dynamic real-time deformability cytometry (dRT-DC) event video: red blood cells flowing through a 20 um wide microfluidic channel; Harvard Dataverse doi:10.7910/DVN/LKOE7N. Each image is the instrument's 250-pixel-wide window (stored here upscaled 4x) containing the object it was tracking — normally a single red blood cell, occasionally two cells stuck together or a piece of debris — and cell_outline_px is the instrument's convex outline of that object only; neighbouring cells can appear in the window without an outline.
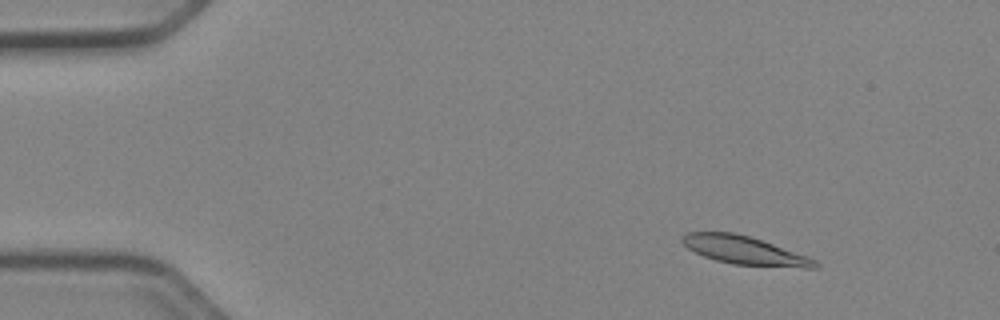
{"species": "Egyptian fruit bat (a non-hibernating species)", "species_latin": "Rousettus aegyptiacus", "temperature_condition": "cold", "stored_images_in_passage": 48, "camera_frame_rate_fps": 3000, "um_per_image_px": 0.085, "animal": {"sex": "female"}, "frame": {"image": 1, "passage_image": 3, "time_ms": 0.667, "image_size_px": [1000, 320], "cell_outline_px": [[820, 268], [804, 268], [732, 264], [716, 260], [704, 256], [688, 248], [680, 240], [680, 236], [688, 232], [732, 232], [748, 236], [808, 256], [816, 260], [820, 264]], "centroid_in_image_um": [63.3, 21.29], "position_along_channel_um": 21.7, "area_um2": 21.79}}
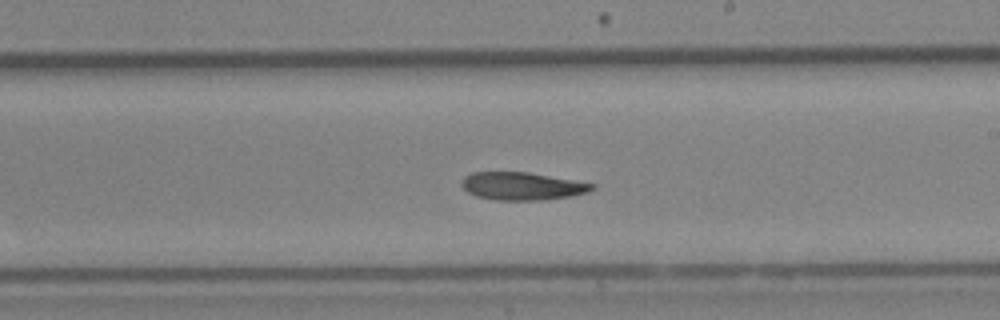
{"frame": {"image": 2, "passage_image": 27, "time_ms": 8.667, "image_size_px": [1000, 320], "cell_outline_px": [[596, 188], [588, 192], [568, 196], [544, 200], [496, 200], [476, 196], [468, 192], [460, 184], [460, 180], [464, 176], [472, 172], [528, 172], [596, 184]], "centroid_in_image_um": [44.36, 15.81], "position_along_channel_um": 244.6, "area_um2": 21.15}}
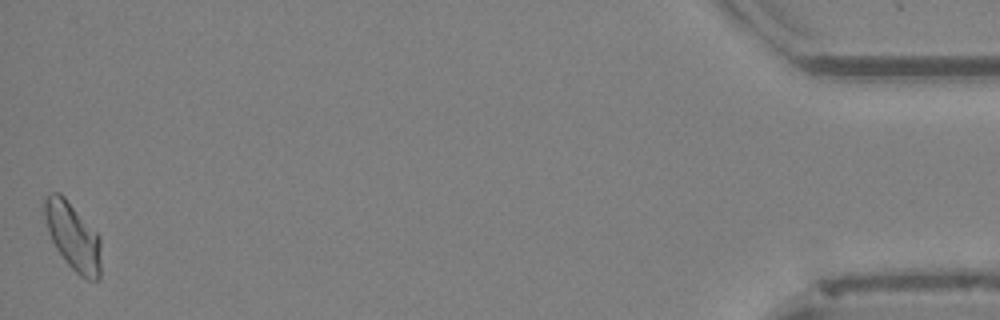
{"frame": {"image": 3, "passage_image": 48, "time_ms": 15.667, "image_size_px": [1000, 320], "cell_outline_px": [[100, 280], [88, 280], [80, 276], [68, 264], [56, 248], [48, 232], [44, 216], [44, 200], [48, 192], [60, 192], [64, 196], [100, 236]], "centroid_in_image_um": [6.19, 20.08], "position_along_channel_um": 429.0, "area_um2": 22.2}, "authors_computed_cell_mechanics": {"area_um2": 21.9351, "velocity_mm_per_s": 3.9185, "shape_relaxation_time_tau1_ms": 8.3818, "shape_relaxation_time_tau2_ms": null, "deformation_change_tau1": 0.1781, "deformation_change_tau2": null}}